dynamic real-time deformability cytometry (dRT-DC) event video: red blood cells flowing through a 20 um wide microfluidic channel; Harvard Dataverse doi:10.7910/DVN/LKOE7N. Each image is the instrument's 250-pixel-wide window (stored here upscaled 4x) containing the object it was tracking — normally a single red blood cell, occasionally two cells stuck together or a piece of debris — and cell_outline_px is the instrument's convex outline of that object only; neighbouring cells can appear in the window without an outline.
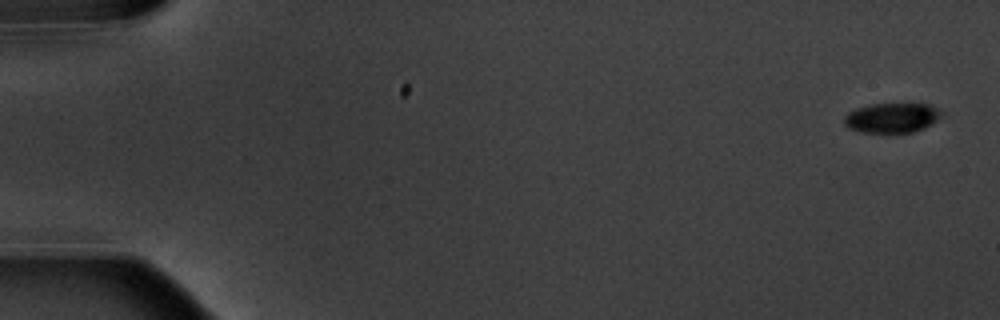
{"species": "common noctule bat (a hibernating species)", "species_latin": "Nyctalus noctula", "temperature_condition": "warm", "stored_images_in_passage": 10, "camera_frame_rate_fps": 3000, "um_per_image_px": 0.085, "animal": {"sex": "male", "body_mass_g": 20.1, "forearm_length_mm": 53.5}, "frame": {"image": 1, "passage_image": 1, "time_ms": 0.0, "image_size_px": [1000, 320], "cell_outline_px": [[940, 116], [932, 124], [924, 128], [912, 132], [860, 132], [848, 128], [844, 124], [844, 116], [848, 112], [856, 108], [872, 104], [928, 104], [936, 108], [940, 112]], "centroid_in_image_um": [75.76, 10.02], "position_along_channel_um": 9.2, "area_um2": 16.7}}
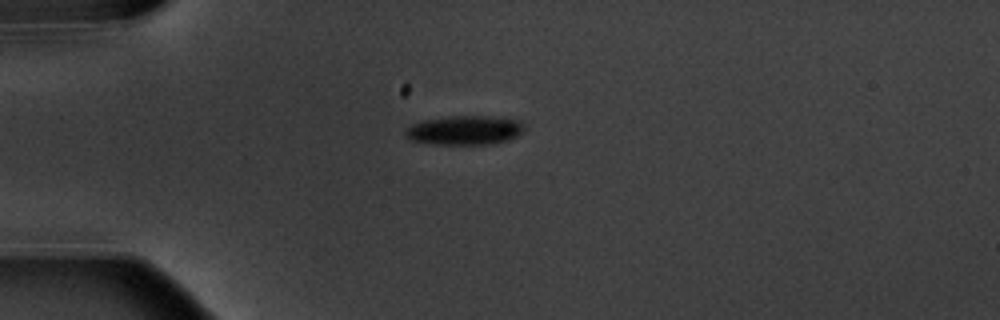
{"frame": {"image": 2, "passage_image": 5, "time_ms": 4.667, "image_size_px": [1000, 320], "cell_outline_px": [[524, 128], [516, 136], [508, 140], [492, 144], [432, 144], [408, 140], [404, 136], [404, 132], [412, 124], [424, 120], [452, 116], [488, 116], [516, 120], [524, 124]], "centroid_in_image_um": [39.44, 11.08], "position_along_channel_um": 45.6, "area_um2": 20.11}}